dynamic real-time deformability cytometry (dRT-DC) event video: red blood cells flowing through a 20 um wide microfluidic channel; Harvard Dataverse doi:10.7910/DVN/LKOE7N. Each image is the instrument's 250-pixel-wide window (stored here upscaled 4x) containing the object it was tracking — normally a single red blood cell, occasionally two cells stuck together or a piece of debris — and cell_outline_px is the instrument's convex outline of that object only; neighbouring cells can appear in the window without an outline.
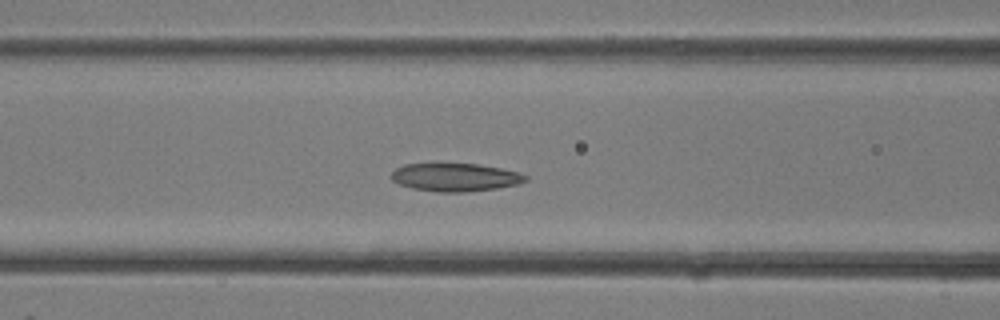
{"species": "common noctule bat (a hibernating species)", "species_latin": "Nyctalus noctula", "temperature_condition": "room temperature", "stored_images_in_passage": 24, "camera_frame_rate_fps": 3000, "um_per_image_px": 0.085, "animal": {"sex": "female"}, "frame": {"image": 1, "passage_image": 4, "time_ms": 1.0, "image_size_px": [1000, 320], "cell_outline_px": [[528, 180], [520, 184], [496, 188], [464, 192], [440, 192], [412, 188], [400, 184], [392, 180], [392, 172], [396, 168], [404, 164], [436, 160], [480, 164], [520, 172], [528, 176]], "centroid_in_image_um": [38.68, 15.01], "position_along_channel_um": 127.9, "area_um2": 23.0}}
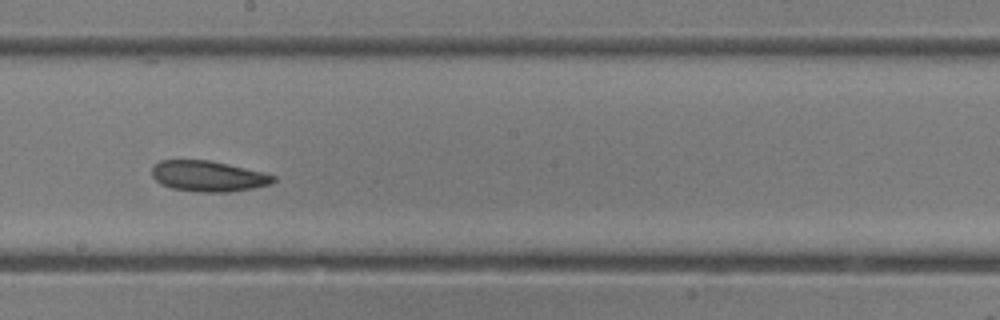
{"frame": {"image": 2, "passage_image": 9, "time_ms": 2.667, "image_size_px": [1000, 320], "cell_outline_px": [[276, 180], [272, 184], [252, 188], [228, 192], [196, 192], [172, 188], [160, 184], [152, 176], [152, 168], [160, 160], [208, 160], [228, 164], [264, 172], [276, 176]], "centroid_in_image_um": [17.71, 14.98], "position_along_channel_um": 230.5, "area_um2": 21.79}}
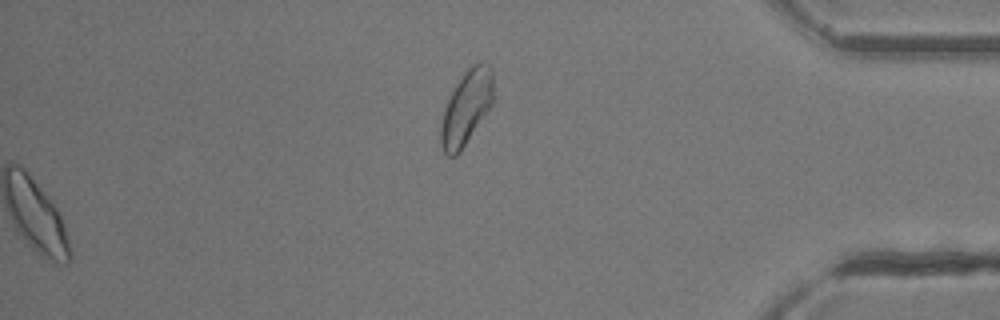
{"frame": {"image": 3, "passage_image": 24, "time_ms": 7.667, "image_size_px": [1000, 320], "cell_outline_px": [[492, 104], [460, 152], [456, 156], [448, 156], [444, 152], [440, 144], [440, 124], [444, 108], [448, 96], [464, 72], [476, 60], [484, 60], [492, 68]], "centroid_in_image_um": [39.61, 9.11], "position_along_channel_um": 395.6, "area_um2": 22.89}}